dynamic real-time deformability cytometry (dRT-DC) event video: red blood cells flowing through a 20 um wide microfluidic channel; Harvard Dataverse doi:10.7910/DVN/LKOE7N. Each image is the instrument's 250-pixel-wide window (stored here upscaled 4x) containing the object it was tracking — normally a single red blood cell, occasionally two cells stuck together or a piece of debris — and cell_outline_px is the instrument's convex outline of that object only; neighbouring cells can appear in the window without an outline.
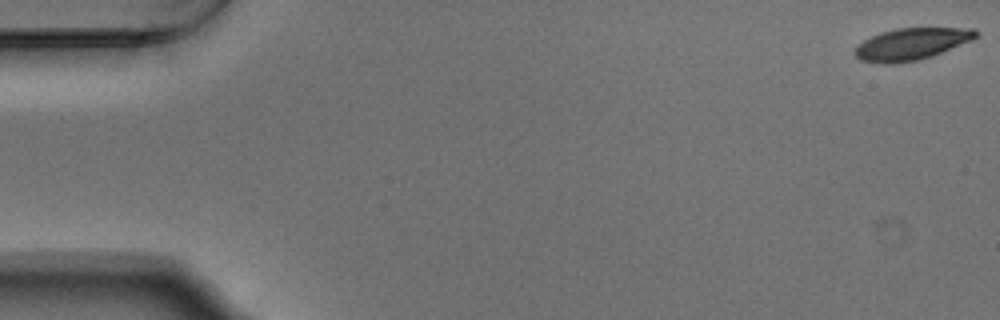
{"species": "Egyptian fruit bat (a non-hibernating species)", "species_latin": "Rousettus aegyptiacus", "temperature_condition": "warm", "stored_images_in_passage": 54, "camera_frame_rate_fps": 3000, "um_per_image_px": 0.085, "animal": {"sex": "male"}, "frame": {"image": 1, "passage_image": 1, "time_ms": 0.0, "image_size_px": [1000, 320], "cell_outline_px": [[976, 36], [972, 40], [932, 56], [916, 60], [896, 64], [880, 64], [860, 60], [852, 52], [864, 40], [880, 32], [896, 28], [976, 28]], "centroid_in_image_um": [77.44, 3.75], "position_along_channel_um": 7.6, "area_um2": 22.43}}
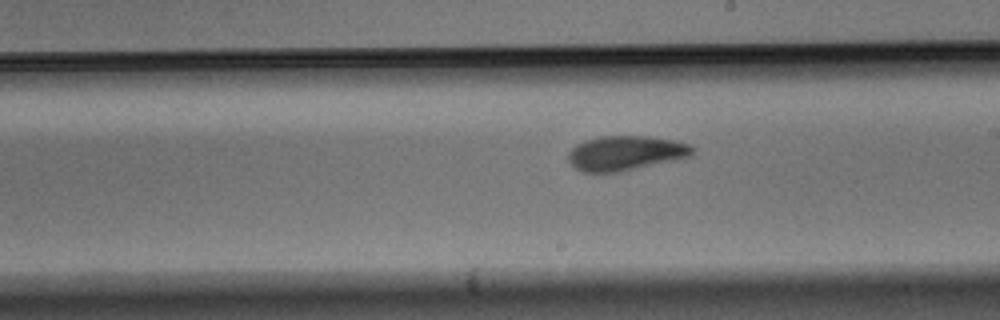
{"frame": {"image": 2, "passage_image": 31, "time_ms": 10.0, "image_size_px": [1000, 320], "cell_outline_px": [[696, 148], [688, 156], [676, 160], [620, 172], [584, 172], [576, 168], [568, 160], [568, 152], [576, 144], [584, 140], [600, 136], [648, 136], [676, 140], [688, 144]], "centroid_in_image_um": [53.17, 13.0], "position_along_channel_um": 235.8, "area_um2": 25.14}}
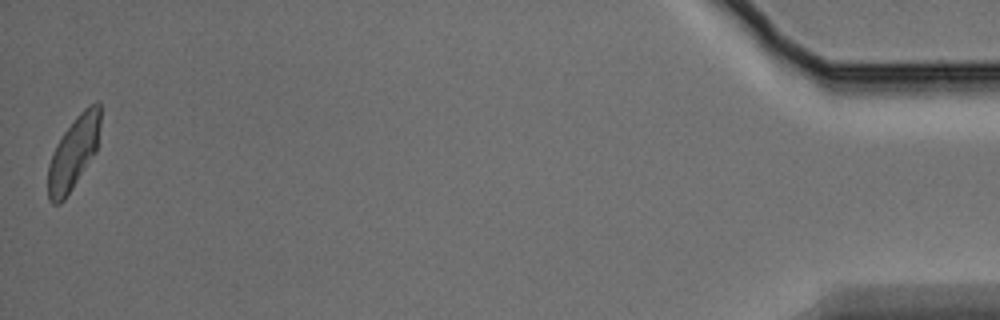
{"frame": {"image": 3, "passage_image": 54, "time_ms": 17.667, "image_size_px": [1000, 320], "cell_outline_px": [[100, 124], [96, 152], [64, 200], [60, 204], [52, 204], [48, 200], [48, 164], [52, 152], [56, 144], [64, 132], [76, 116], [88, 104], [100, 100]], "centroid_in_image_um": [6.24, 12.98], "position_along_channel_um": 429.0, "area_um2": 22.2}, "authors_computed_cell_mechanics": {"area_um2": 23.9581, "velocity_mm_per_s": 3.7333, "shape_relaxation_time_tau1_ms": 3.4971, "shape_relaxation_time_tau2_ms": 3.5723, "deformation_change_tau1": 0.1578, "deformation_change_tau2": 0.1056}}